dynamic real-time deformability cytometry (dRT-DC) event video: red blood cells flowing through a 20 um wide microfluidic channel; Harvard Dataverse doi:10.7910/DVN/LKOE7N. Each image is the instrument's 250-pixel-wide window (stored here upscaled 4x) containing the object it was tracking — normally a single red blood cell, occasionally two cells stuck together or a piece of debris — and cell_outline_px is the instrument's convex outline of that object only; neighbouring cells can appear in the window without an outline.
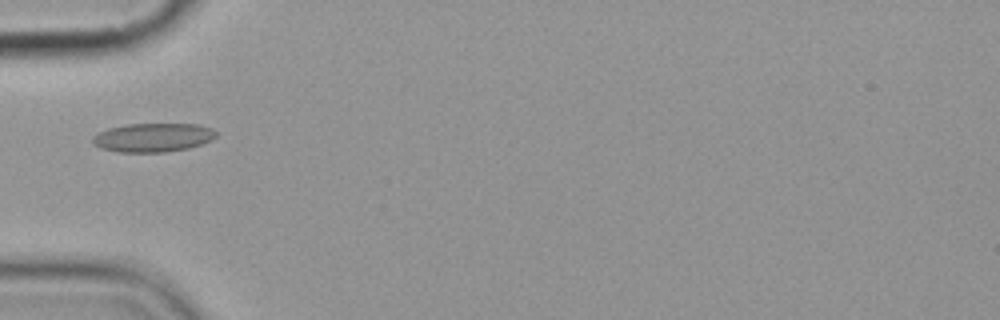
{"species": "common noctule bat (a hibernating species)", "species_latin": "Nyctalus noctula", "temperature_condition": "cold", "stored_images_in_passage": 6, "camera_frame_rate_fps": 3000, "um_per_image_px": 0.085, "animal": {"sex": "female", "body_mass_g": 19.9}, "frame": {"image": 1, "passage_image": 4, "time_ms": 3.667, "image_size_px": [1000, 320], "cell_outline_px": [[216, 136], [212, 140], [188, 148], [164, 152], [120, 152], [100, 148], [92, 144], [92, 136], [108, 128], [128, 124], [200, 124], [212, 128], [216, 132]], "centroid_in_image_um": [12.99, 11.68], "position_along_channel_um": 72.0, "area_um2": 20.75}}
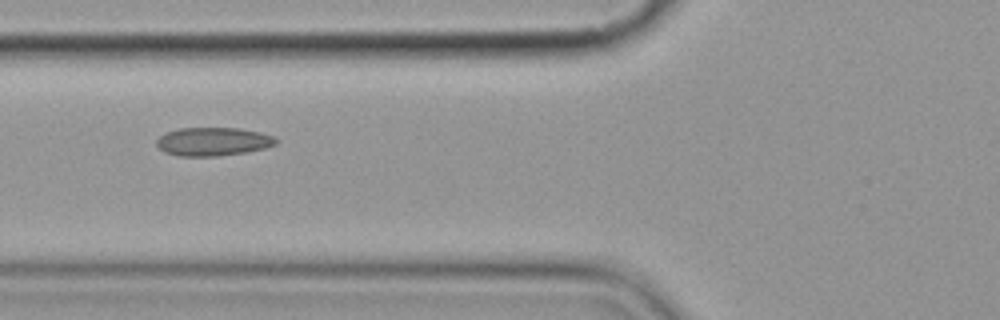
{"frame": {"image": 2, "passage_image": 5, "time_ms": 4.667, "image_size_px": [1000, 320], "cell_outline_px": [[280, 140], [276, 144], [264, 148], [248, 152], [216, 156], [176, 156], [164, 152], [156, 144], [156, 140], [160, 136], [168, 132], [180, 128], [240, 128], [260, 132], [276, 136]], "centroid_in_image_um": [18.15, 12.03], "position_along_channel_um": 107.6, "area_um2": 19.94}}
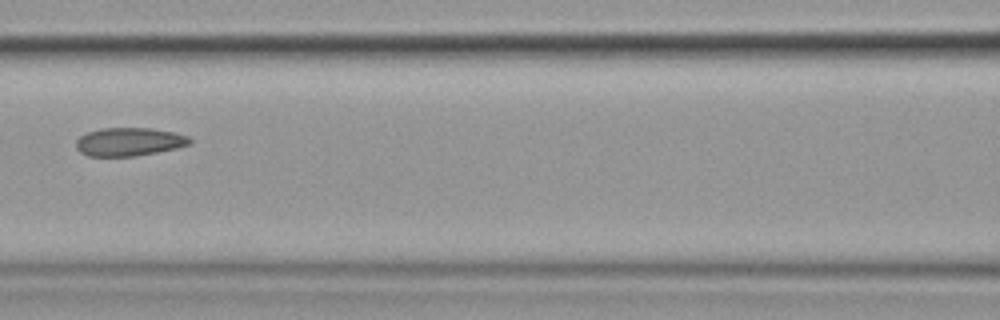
{"frame": {"image": 3, "passage_image": 6, "time_ms": 6.0, "image_size_px": [1000, 320], "cell_outline_px": [[192, 144], [176, 148], [136, 156], [88, 156], [80, 152], [76, 148], [76, 140], [80, 136], [88, 132], [100, 128], [152, 128], [176, 132], [188, 136], [192, 140]], "centroid_in_image_um": [10.99, 12.04], "position_along_channel_um": 155.6, "area_um2": 18.9}}